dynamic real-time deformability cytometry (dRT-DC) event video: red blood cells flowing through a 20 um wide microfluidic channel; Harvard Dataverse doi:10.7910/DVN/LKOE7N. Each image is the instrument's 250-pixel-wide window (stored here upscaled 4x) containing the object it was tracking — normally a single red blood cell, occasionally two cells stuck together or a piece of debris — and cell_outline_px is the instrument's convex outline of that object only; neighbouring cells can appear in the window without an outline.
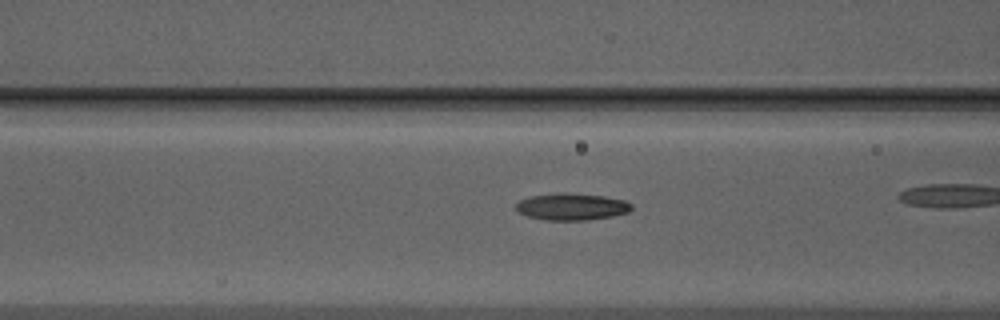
{"species": "Egyptian fruit bat (a non-hibernating species)", "species_latin": "Rousettus aegyptiacus", "temperature_condition": "warm", "stored_images_in_passage": 17, "camera_frame_rate_fps": 3000, "um_per_image_px": 0.085, "animal": {"sex": "male"}, "frame": {"image": 1, "passage_image": 5, "time_ms": 1.333, "image_size_px": [1000, 320], "cell_outline_px": [[632, 208], [628, 212], [612, 216], [584, 220], [544, 220], [524, 216], [516, 208], [516, 204], [520, 200], [528, 196], [556, 192], [564, 192], [604, 196], [624, 200], [632, 204]], "centroid_in_image_um": [48.55, 17.56], "position_along_channel_um": 118.0, "area_um2": 18.26}}
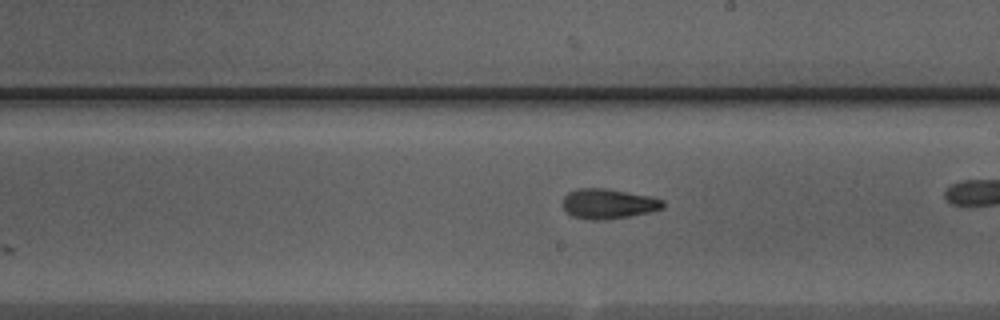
{"frame": {"image": 2, "passage_image": 14, "time_ms": 4.333, "image_size_px": [1000, 320], "cell_outline_px": [[664, 208], [648, 212], [628, 216], [604, 220], [592, 220], [572, 216], [560, 204], [564, 196], [568, 192], [576, 188], [608, 188], [648, 196], [664, 200]], "centroid_in_image_um": [51.66, 17.31], "position_along_channel_um": 237.3, "area_um2": 17.57}}